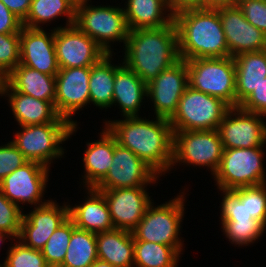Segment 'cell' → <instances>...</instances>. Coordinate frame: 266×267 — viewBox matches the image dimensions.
<instances>
[{
    "mask_svg": "<svg viewBox=\"0 0 266 267\" xmlns=\"http://www.w3.org/2000/svg\"><path fill=\"white\" fill-rule=\"evenodd\" d=\"M112 53L106 54L90 67V102L102 109L112 107L115 66L111 64Z\"/></svg>",
    "mask_w": 266,
    "mask_h": 267,
    "instance_id": "obj_29",
    "label": "cell"
},
{
    "mask_svg": "<svg viewBox=\"0 0 266 267\" xmlns=\"http://www.w3.org/2000/svg\"><path fill=\"white\" fill-rule=\"evenodd\" d=\"M2 94L8 95L12 113L19 126L53 123L60 117L53 102L19 93L6 81L0 90V95L3 96Z\"/></svg>",
    "mask_w": 266,
    "mask_h": 267,
    "instance_id": "obj_21",
    "label": "cell"
},
{
    "mask_svg": "<svg viewBox=\"0 0 266 267\" xmlns=\"http://www.w3.org/2000/svg\"><path fill=\"white\" fill-rule=\"evenodd\" d=\"M158 174L130 149L117 143L114 137L112 165L96 190L146 187L156 183Z\"/></svg>",
    "mask_w": 266,
    "mask_h": 267,
    "instance_id": "obj_12",
    "label": "cell"
},
{
    "mask_svg": "<svg viewBox=\"0 0 266 267\" xmlns=\"http://www.w3.org/2000/svg\"><path fill=\"white\" fill-rule=\"evenodd\" d=\"M27 162L25 156L11 141L5 146H0V181Z\"/></svg>",
    "mask_w": 266,
    "mask_h": 267,
    "instance_id": "obj_41",
    "label": "cell"
},
{
    "mask_svg": "<svg viewBox=\"0 0 266 267\" xmlns=\"http://www.w3.org/2000/svg\"><path fill=\"white\" fill-rule=\"evenodd\" d=\"M219 12L229 56L266 49V34L247 21L241 9L235 5L216 8Z\"/></svg>",
    "mask_w": 266,
    "mask_h": 267,
    "instance_id": "obj_17",
    "label": "cell"
},
{
    "mask_svg": "<svg viewBox=\"0 0 266 267\" xmlns=\"http://www.w3.org/2000/svg\"><path fill=\"white\" fill-rule=\"evenodd\" d=\"M230 108L224 100L188 85L169 122L173 131L217 129Z\"/></svg>",
    "mask_w": 266,
    "mask_h": 267,
    "instance_id": "obj_6",
    "label": "cell"
},
{
    "mask_svg": "<svg viewBox=\"0 0 266 267\" xmlns=\"http://www.w3.org/2000/svg\"><path fill=\"white\" fill-rule=\"evenodd\" d=\"M184 200L182 195L163 204L148 206L144 217L131 231L134 241L154 242L172 246L179 254L183 250V242L178 237L180 224L184 217Z\"/></svg>",
    "mask_w": 266,
    "mask_h": 267,
    "instance_id": "obj_5",
    "label": "cell"
},
{
    "mask_svg": "<svg viewBox=\"0 0 266 267\" xmlns=\"http://www.w3.org/2000/svg\"><path fill=\"white\" fill-rule=\"evenodd\" d=\"M236 70V107L266 78V49L245 52L234 57Z\"/></svg>",
    "mask_w": 266,
    "mask_h": 267,
    "instance_id": "obj_24",
    "label": "cell"
},
{
    "mask_svg": "<svg viewBox=\"0 0 266 267\" xmlns=\"http://www.w3.org/2000/svg\"><path fill=\"white\" fill-rule=\"evenodd\" d=\"M34 207L24 214L18 241L25 246L41 250L53 232L69 218V205L59 206L52 200Z\"/></svg>",
    "mask_w": 266,
    "mask_h": 267,
    "instance_id": "obj_18",
    "label": "cell"
},
{
    "mask_svg": "<svg viewBox=\"0 0 266 267\" xmlns=\"http://www.w3.org/2000/svg\"><path fill=\"white\" fill-rule=\"evenodd\" d=\"M17 92L43 101L55 102V76L39 72L20 63L5 77Z\"/></svg>",
    "mask_w": 266,
    "mask_h": 267,
    "instance_id": "obj_26",
    "label": "cell"
},
{
    "mask_svg": "<svg viewBox=\"0 0 266 267\" xmlns=\"http://www.w3.org/2000/svg\"><path fill=\"white\" fill-rule=\"evenodd\" d=\"M86 189L89 196L83 204L74 207L69 205V218L75 227L93 233L114 229L104 195L94 188Z\"/></svg>",
    "mask_w": 266,
    "mask_h": 267,
    "instance_id": "obj_22",
    "label": "cell"
},
{
    "mask_svg": "<svg viewBox=\"0 0 266 267\" xmlns=\"http://www.w3.org/2000/svg\"><path fill=\"white\" fill-rule=\"evenodd\" d=\"M23 215L20 207L9 201L0 190V231L18 239Z\"/></svg>",
    "mask_w": 266,
    "mask_h": 267,
    "instance_id": "obj_39",
    "label": "cell"
},
{
    "mask_svg": "<svg viewBox=\"0 0 266 267\" xmlns=\"http://www.w3.org/2000/svg\"><path fill=\"white\" fill-rule=\"evenodd\" d=\"M239 107L245 111L262 114L266 117V78Z\"/></svg>",
    "mask_w": 266,
    "mask_h": 267,
    "instance_id": "obj_42",
    "label": "cell"
},
{
    "mask_svg": "<svg viewBox=\"0 0 266 267\" xmlns=\"http://www.w3.org/2000/svg\"><path fill=\"white\" fill-rule=\"evenodd\" d=\"M16 243L8 250L5 267H49L41 250L27 247L21 241Z\"/></svg>",
    "mask_w": 266,
    "mask_h": 267,
    "instance_id": "obj_35",
    "label": "cell"
},
{
    "mask_svg": "<svg viewBox=\"0 0 266 267\" xmlns=\"http://www.w3.org/2000/svg\"><path fill=\"white\" fill-rule=\"evenodd\" d=\"M179 257V253L172 246L134 241L136 267H177Z\"/></svg>",
    "mask_w": 266,
    "mask_h": 267,
    "instance_id": "obj_32",
    "label": "cell"
},
{
    "mask_svg": "<svg viewBox=\"0 0 266 267\" xmlns=\"http://www.w3.org/2000/svg\"><path fill=\"white\" fill-rule=\"evenodd\" d=\"M22 28V20L13 14L0 0V33H20Z\"/></svg>",
    "mask_w": 266,
    "mask_h": 267,
    "instance_id": "obj_43",
    "label": "cell"
},
{
    "mask_svg": "<svg viewBox=\"0 0 266 267\" xmlns=\"http://www.w3.org/2000/svg\"><path fill=\"white\" fill-rule=\"evenodd\" d=\"M32 0H1L22 21L27 17Z\"/></svg>",
    "mask_w": 266,
    "mask_h": 267,
    "instance_id": "obj_45",
    "label": "cell"
},
{
    "mask_svg": "<svg viewBox=\"0 0 266 267\" xmlns=\"http://www.w3.org/2000/svg\"><path fill=\"white\" fill-rule=\"evenodd\" d=\"M97 259L96 233L75 228L61 267H89Z\"/></svg>",
    "mask_w": 266,
    "mask_h": 267,
    "instance_id": "obj_31",
    "label": "cell"
},
{
    "mask_svg": "<svg viewBox=\"0 0 266 267\" xmlns=\"http://www.w3.org/2000/svg\"><path fill=\"white\" fill-rule=\"evenodd\" d=\"M182 60L229 57L217 9H189L174 15Z\"/></svg>",
    "mask_w": 266,
    "mask_h": 267,
    "instance_id": "obj_3",
    "label": "cell"
},
{
    "mask_svg": "<svg viewBox=\"0 0 266 267\" xmlns=\"http://www.w3.org/2000/svg\"><path fill=\"white\" fill-rule=\"evenodd\" d=\"M75 228L73 221L68 218L53 232L41 249V253L49 267L62 265L72 231Z\"/></svg>",
    "mask_w": 266,
    "mask_h": 267,
    "instance_id": "obj_33",
    "label": "cell"
},
{
    "mask_svg": "<svg viewBox=\"0 0 266 267\" xmlns=\"http://www.w3.org/2000/svg\"><path fill=\"white\" fill-rule=\"evenodd\" d=\"M265 115L231 107L217 131L224 149L253 148L266 144ZM233 117V118H232Z\"/></svg>",
    "mask_w": 266,
    "mask_h": 267,
    "instance_id": "obj_13",
    "label": "cell"
},
{
    "mask_svg": "<svg viewBox=\"0 0 266 267\" xmlns=\"http://www.w3.org/2000/svg\"><path fill=\"white\" fill-rule=\"evenodd\" d=\"M67 119L59 117L53 123L21 126L22 131L15 134L11 141L28 161H33L49 168L51 160L64 154L60 145L76 130ZM50 162V163H49Z\"/></svg>",
    "mask_w": 266,
    "mask_h": 267,
    "instance_id": "obj_4",
    "label": "cell"
},
{
    "mask_svg": "<svg viewBox=\"0 0 266 267\" xmlns=\"http://www.w3.org/2000/svg\"><path fill=\"white\" fill-rule=\"evenodd\" d=\"M237 0H205V9L213 8L216 9L222 6L235 5Z\"/></svg>",
    "mask_w": 266,
    "mask_h": 267,
    "instance_id": "obj_46",
    "label": "cell"
},
{
    "mask_svg": "<svg viewBox=\"0 0 266 267\" xmlns=\"http://www.w3.org/2000/svg\"><path fill=\"white\" fill-rule=\"evenodd\" d=\"M105 127L117 143L130 149L157 174L171 169L173 158V129L168 119L156 120L125 117L124 120L107 121Z\"/></svg>",
    "mask_w": 266,
    "mask_h": 267,
    "instance_id": "obj_1",
    "label": "cell"
},
{
    "mask_svg": "<svg viewBox=\"0 0 266 267\" xmlns=\"http://www.w3.org/2000/svg\"><path fill=\"white\" fill-rule=\"evenodd\" d=\"M100 138L96 142L87 143L88 147L84 153L86 175L82 177L87 188H94L106 176L112 165L114 136L104 128Z\"/></svg>",
    "mask_w": 266,
    "mask_h": 267,
    "instance_id": "obj_28",
    "label": "cell"
},
{
    "mask_svg": "<svg viewBox=\"0 0 266 267\" xmlns=\"http://www.w3.org/2000/svg\"><path fill=\"white\" fill-rule=\"evenodd\" d=\"M222 229L231 244L248 246L262 236L266 229L258 220L221 221ZM246 244V245H245Z\"/></svg>",
    "mask_w": 266,
    "mask_h": 267,
    "instance_id": "obj_34",
    "label": "cell"
},
{
    "mask_svg": "<svg viewBox=\"0 0 266 267\" xmlns=\"http://www.w3.org/2000/svg\"><path fill=\"white\" fill-rule=\"evenodd\" d=\"M23 26L20 32V64L56 76L59 71L54 46V31ZM47 33V34H46Z\"/></svg>",
    "mask_w": 266,
    "mask_h": 267,
    "instance_id": "obj_20",
    "label": "cell"
},
{
    "mask_svg": "<svg viewBox=\"0 0 266 267\" xmlns=\"http://www.w3.org/2000/svg\"><path fill=\"white\" fill-rule=\"evenodd\" d=\"M173 132L171 167L176 163L207 166L214 175L224 151L217 129Z\"/></svg>",
    "mask_w": 266,
    "mask_h": 267,
    "instance_id": "obj_10",
    "label": "cell"
},
{
    "mask_svg": "<svg viewBox=\"0 0 266 267\" xmlns=\"http://www.w3.org/2000/svg\"><path fill=\"white\" fill-rule=\"evenodd\" d=\"M246 199V210L266 228V183L236 189Z\"/></svg>",
    "mask_w": 266,
    "mask_h": 267,
    "instance_id": "obj_38",
    "label": "cell"
},
{
    "mask_svg": "<svg viewBox=\"0 0 266 267\" xmlns=\"http://www.w3.org/2000/svg\"><path fill=\"white\" fill-rule=\"evenodd\" d=\"M145 96L147 97V84L123 62L122 65H116L112 105L117 103L124 118L138 117Z\"/></svg>",
    "mask_w": 266,
    "mask_h": 267,
    "instance_id": "obj_23",
    "label": "cell"
},
{
    "mask_svg": "<svg viewBox=\"0 0 266 267\" xmlns=\"http://www.w3.org/2000/svg\"><path fill=\"white\" fill-rule=\"evenodd\" d=\"M127 2L124 12L129 30L160 28L174 21V15L168 10L167 0H127ZM165 10L169 12L167 16H164Z\"/></svg>",
    "mask_w": 266,
    "mask_h": 267,
    "instance_id": "obj_27",
    "label": "cell"
},
{
    "mask_svg": "<svg viewBox=\"0 0 266 267\" xmlns=\"http://www.w3.org/2000/svg\"><path fill=\"white\" fill-rule=\"evenodd\" d=\"M54 107L60 117L75 125L71 119L75 112L90 103V67L59 69L55 76Z\"/></svg>",
    "mask_w": 266,
    "mask_h": 267,
    "instance_id": "obj_16",
    "label": "cell"
},
{
    "mask_svg": "<svg viewBox=\"0 0 266 267\" xmlns=\"http://www.w3.org/2000/svg\"><path fill=\"white\" fill-rule=\"evenodd\" d=\"M89 267H114V266L112 264L106 262V261H103L101 259H97Z\"/></svg>",
    "mask_w": 266,
    "mask_h": 267,
    "instance_id": "obj_47",
    "label": "cell"
},
{
    "mask_svg": "<svg viewBox=\"0 0 266 267\" xmlns=\"http://www.w3.org/2000/svg\"><path fill=\"white\" fill-rule=\"evenodd\" d=\"M123 64L146 84L180 60L174 21L160 28L130 30Z\"/></svg>",
    "mask_w": 266,
    "mask_h": 267,
    "instance_id": "obj_2",
    "label": "cell"
},
{
    "mask_svg": "<svg viewBox=\"0 0 266 267\" xmlns=\"http://www.w3.org/2000/svg\"><path fill=\"white\" fill-rule=\"evenodd\" d=\"M245 19L266 34V0H237Z\"/></svg>",
    "mask_w": 266,
    "mask_h": 267,
    "instance_id": "obj_40",
    "label": "cell"
},
{
    "mask_svg": "<svg viewBox=\"0 0 266 267\" xmlns=\"http://www.w3.org/2000/svg\"><path fill=\"white\" fill-rule=\"evenodd\" d=\"M49 169L40 163L28 161L0 181V190L19 207L18 203L26 202L35 206L43 205L47 203L42 202V195L48 182Z\"/></svg>",
    "mask_w": 266,
    "mask_h": 267,
    "instance_id": "obj_14",
    "label": "cell"
},
{
    "mask_svg": "<svg viewBox=\"0 0 266 267\" xmlns=\"http://www.w3.org/2000/svg\"><path fill=\"white\" fill-rule=\"evenodd\" d=\"M146 187L105 189L100 191L108 204L113 227L132 231L153 203Z\"/></svg>",
    "mask_w": 266,
    "mask_h": 267,
    "instance_id": "obj_19",
    "label": "cell"
},
{
    "mask_svg": "<svg viewBox=\"0 0 266 267\" xmlns=\"http://www.w3.org/2000/svg\"><path fill=\"white\" fill-rule=\"evenodd\" d=\"M262 147L224 149L219 168L213 175L218 189L234 190L265 184Z\"/></svg>",
    "mask_w": 266,
    "mask_h": 267,
    "instance_id": "obj_9",
    "label": "cell"
},
{
    "mask_svg": "<svg viewBox=\"0 0 266 267\" xmlns=\"http://www.w3.org/2000/svg\"><path fill=\"white\" fill-rule=\"evenodd\" d=\"M186 62L189 86L236 107L234 57L196 58Z\"/></svg>",
    "mask_w": 266,
    "mask_h": 267,
    "instance_id": "obj_7",
    "label": "cell"
},
{
    "mask_svg": "<svg viewBox=\"0 0 266 267\" xmlns=\"http://www.w3.org/2000/svg\"><path fill=\"white\" fill-rule=\"evenodd\" d=\"M20 63V33H0V74L5 78Z\"/></svg>",
    "mask_w": 266,
    "mask_h": 267,
    "instance_id": "obj_37",
    "label": "cell"
},
{
    "mask_svg": "<svg viewBox=\"0 0 266 267\" xmlns=\"http://www.w3.org/2000/svg\"><path fill=\"white\" fill-rule=\"evenodd\" d=\"M87 5V1L76 4L74 24L107 54L112 53L110 42H123L125 46L130 30L124 8Z\"/></svg>",
    "mask_w": 266,
    "mask_h": 267,
    "instance_id": "obj_8",
    "label": "cell"
},
{
    "mask_svg": "<svg viewBox=\"0 0 266 267\" xmlns=\"http://www.w3.org/2000/svg\"><path fill=\"white\" fill-rule=\"evenodd\" d=\"M188 85L187 62L182 59L148 83L147 97L152 99L156 117L169 120L176 112L178 102Z\"/></svg>",
    "mask_w": 266,
    "mask_h": 267,
    "instance_id": "obj_15",
    "label": "cell"
},
{
    "mask_svg": "<svg viewBox=\"0 0 266 267\" xmlns=\"http://www.w3.org/2000/svg\"><path fill=\"white\" fill-rule=\"evenodd\" d=\"M76 3L81 2V1H89V0H74Z\"/></svg>",
    "mask_w": 266,
    "mask_h": 267,
    "instance_id": "obj_50",
    "label": "cell"
},
{
    "mask_svg": "<svg viewBox=\"0 0 266 267\" xmlns=\"http://www.w3.org/2000/svg\"><path fill=\"white\" fill-rule=\"evenodd\" d=\"M54 46L59 69L91 67L107 54L75 24L54 29Z\"/></svg>",
    "mask_w": 266,
    "mask_h": 267,
    "instance_id": "obj_11",
    "label": "cell"
},
{
    "mask_svg": "<svg viewBox=\"0 0 266 267\" xmlns=\"http://www.w3.org/2000/svg\"><path fill=\"white\" fill-rule=\"evenodd\" d=\"M5 82V78L0 74V90L2 89Z\"/></svg>",
    "mask_w": 266,
    "mask_h": 267,
    "instance_id": "obj_49",
    "label": "cell"
},
{
    "mask_svg": "<svg viewBox=\"0 0 266 267\" xmlns=\"http://www.w3.org/2000/svg\"><path fill=\"white\" fill-rule=\"evenodd\" d=\"M6 235H7V236H6ZM8 235H9L8 233L0 231V243H1V242L3 243V241L5 240V238L9 239L8 237H11V236H8ZM5 236H6V237H5ZM4 237H5V238H4Z\"/></svg>",
    "mask_w": 266,
    "mask_h": 267,
    "instance_id": "obj_48",
    "label": "cell"
},
{
    "mask_svg": "<svg viewBox=\"0 0 266 267\" xmlns=\"http://www.w3.org/2000/svg\"><path fill=\"white\" fill-rule=\"evenodd\" d=\"M167 3L173 15L189 9H205V0H167Z\"/></svg>",
    "mask_w": 266,
    "mask_h": 267,
    "instance_id": "obj_44",
    "label": "cell"
},
{
    "mask_svg": "<svg viewBox=\"0 0 266 267\" xmlns=\"http://www.w3.org/2000/svg\"><path fill=\"white\" fill-rule=\"evenodd\" d=\"M223 191L221 202V221L253 220L246 210V199L236 190L219 189Z\"/></svg>",
    "mask_w": 266,
    "mask_h": 267,
    "instance_id": "obj_36",
    "label": "cell"
},
{
    "mask_svg": "<svg viewBox=\"0 0 266 267\" xmlns=\"http://www.w3.org/2000/svg\"><path fill=\"white\" fill-rule=\"evenodd\" d=\"M98 259L114 267H133L134 238L132 232L123 229L96 233Z\"/></svg>",
    "mask_w": 266,
    "mask_h": 267,
    "instance_id": "obj_25",
    "label": "cell"
},
{
    "mask_svg": "<svg viewBox=\"0 0 266 267\" xmlns=\"http://www.w3.org/2000/svg\"><path fill=\"white\" fill-rule=\"evenodd\" d=\"M76 4L74 0H32L27 17L22 21L23 26L40 28L41 23L62 15L68 17L66 26L72 25L75 22Z\"/></svg>",
    "mask_w": 266,
    "mask_h": 267,
    "instance_id": "obj_30",
    "label": "cell"
}]
</instances>
